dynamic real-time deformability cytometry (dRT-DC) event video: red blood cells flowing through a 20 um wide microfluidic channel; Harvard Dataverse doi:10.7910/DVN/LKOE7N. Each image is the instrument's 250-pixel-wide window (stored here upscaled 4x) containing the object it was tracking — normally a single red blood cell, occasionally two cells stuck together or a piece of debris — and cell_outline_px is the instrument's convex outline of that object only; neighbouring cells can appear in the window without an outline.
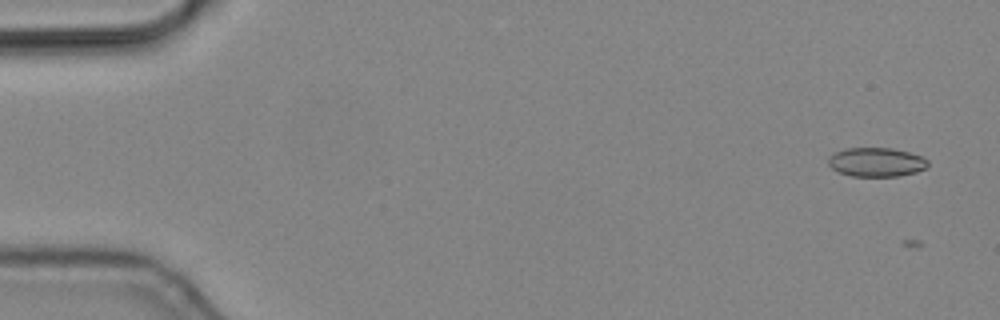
{"species": "common noctule bat (a hibernating species)", "species_latin": "Nyctalus noctula", "temperature_condition": "cold", "stored_images_in_passage": 5, "camera_frame_rate_fps": 3000, "um_per_image_px": 0.085, "animal": {"sex": "male", "body_mass_g": 19.2, "forearm_length_mm": 51.8}, "frame": {"image": 1, "passage_image": 1, "time_ms": 0.0, "image_size_px": [1000, 320], "cell_outline_px": [[928, 164], [924, 168], [916, 172], [900, 176], [852, 176], [840, 172], [832, 168], [828, 164], [828, 156], [844, 148], [892, 148], [908, 152], [920, 156], [928, 160]], "centroid_in_image_um": [74.47, 13.78], "position_along_channel_um": 10.5, "area_um2": 16.76}}
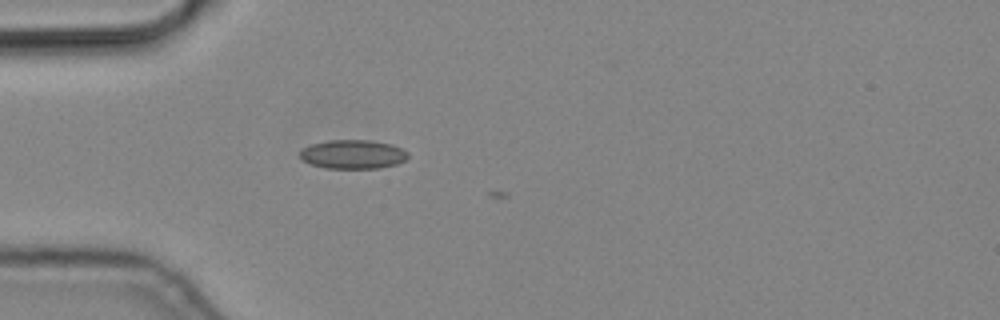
{"frame": {"image": 2, "passage_image": 5, "time_ms": 1.333, "image_size_px": [1000, 320], "cell_outline_px": [[408, 156], [404, 160], [396, 164], [380, 168], [328, 168], [312, 164], [304, 160], [300, 156], [300, 152], [304, 148], [312, 144], [328, 140], [372, 140], [392, 144], [408, 152]], "centroid_in_image_um": [30.03, 13.11], "position_along_channel_um": 55.0, "area_um2": 18.03}}